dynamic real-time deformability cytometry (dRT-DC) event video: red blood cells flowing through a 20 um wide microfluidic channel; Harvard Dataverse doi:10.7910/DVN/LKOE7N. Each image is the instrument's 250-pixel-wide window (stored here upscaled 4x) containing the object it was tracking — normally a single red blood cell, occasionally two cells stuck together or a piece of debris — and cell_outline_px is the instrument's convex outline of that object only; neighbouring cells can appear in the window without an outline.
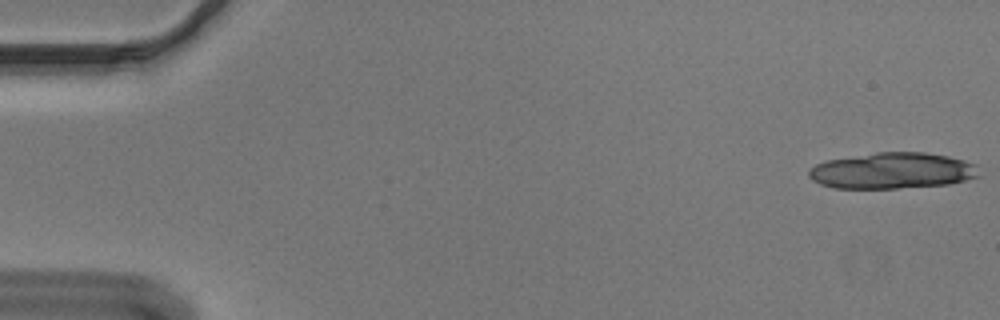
{"species": "Egyptian fruit bat (a non-hibernating species)", "species_latin": "Rousettus aegyptiacus", "temperature_condition": "cold", "stored_images_in_passage": 16, "camera_frame_rate_fps": 3000, "um_per_image_px": 0.085, "animal": {"sex": "male"}, "frame": {"image": 1, "passage_image": 1, "time_ms": 0.0, "image_size_px": [1000, 320], "cell_outline_px": [[980, 176], [948, 184], [896, 188], [832, 188], [820, 184], [812, 180], [808, 176], [808, 172], [816, 164], [824, 160], [876, 152], [924, 152], [948, 156], [964, 160], [976, 164]], "centroid_in_image_um": [75.82, 14.5], "position_along_channel_um": 9.2, "area_um2": 35.89}}